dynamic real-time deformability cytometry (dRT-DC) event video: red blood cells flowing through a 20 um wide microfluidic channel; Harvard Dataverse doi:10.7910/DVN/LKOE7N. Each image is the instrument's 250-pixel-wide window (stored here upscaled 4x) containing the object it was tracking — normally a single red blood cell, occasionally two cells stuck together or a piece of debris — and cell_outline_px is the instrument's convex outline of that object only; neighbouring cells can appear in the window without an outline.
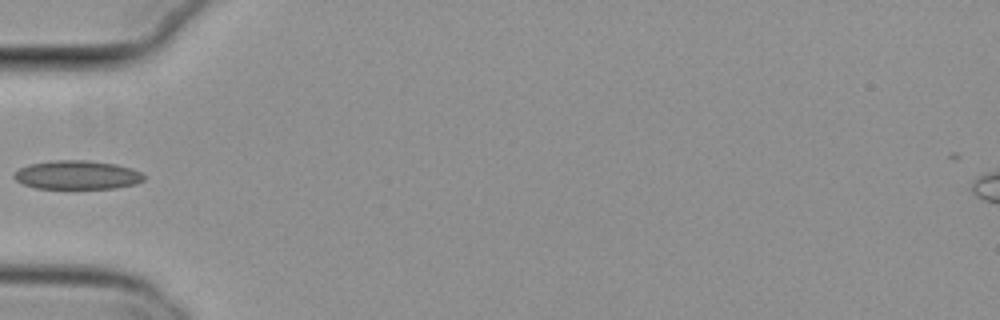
{"species": "common noctule bat (a hibernating species)", "species_latin": "Nyctalus noctula", "temperature_condition": "cold", "stored_images_in_passage": 36, "camera_frame_rate_fps": 3000, "um_per_image_px": 0.085, "animal": {"sex": "female", "body_mass_g": 29.2, "forearm_length_mm": 56.3}, "frame": {"image": 1, "passage_image": 1, "time_ms": 0.0, "image_size_px": [1000, 320], "cell_outline_px": [[144, 180], [136, 184], [116, 188], [36, 188], [24, 184], [16, 180], [12, 176], [12, 172], [28, 164], [52, 160], [84, 160], [116, 164], [132, 168], [140, 172], [144, 176]], "centroid_in_image_um": [6.54, 14.86], "position_along_channel_um": 78.5, "area_um2": 21.85}}
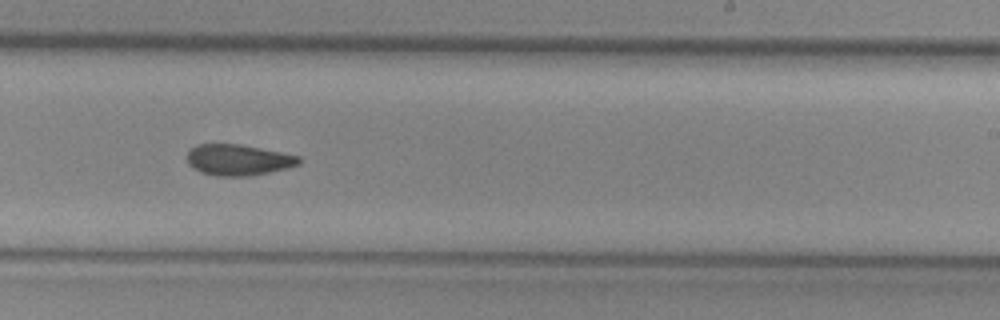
{"frame": {"image": 2, "passage_image": 16, "time_ms": 5.0, "image_size_px": [1000, 320], "cell_outline_px": [[300, 164], [288, 168], [248, 176], [216, 176], [200, 172], [192, 168], [188, 164], [188, 152], [196, 144], [240, 144], [300, 156]], "centroid_in_image_um": [20.24, 13.59], "position_along_channel_um": 268.8, "area_um2": 20.17}}
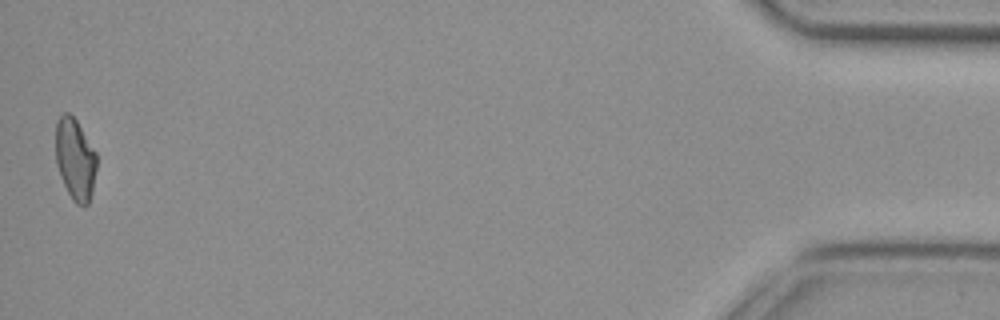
{"frame": {"image": 3, "passage_image": 36, "time_ms": 11.667, "image_size_px": [1000, 320], "cell_outline_px": [[96, 168], [92, 192], [88, 204], [76, 204], [72, 200], [60, 176], [56, 164], [56, 120], [64, 112], [68, 112], [76, 120], [96, 152]], "centroid_in_image_um": [6.38, 13.52], "position_along_channel_um": 428.8, "area_um2": 19.36}}